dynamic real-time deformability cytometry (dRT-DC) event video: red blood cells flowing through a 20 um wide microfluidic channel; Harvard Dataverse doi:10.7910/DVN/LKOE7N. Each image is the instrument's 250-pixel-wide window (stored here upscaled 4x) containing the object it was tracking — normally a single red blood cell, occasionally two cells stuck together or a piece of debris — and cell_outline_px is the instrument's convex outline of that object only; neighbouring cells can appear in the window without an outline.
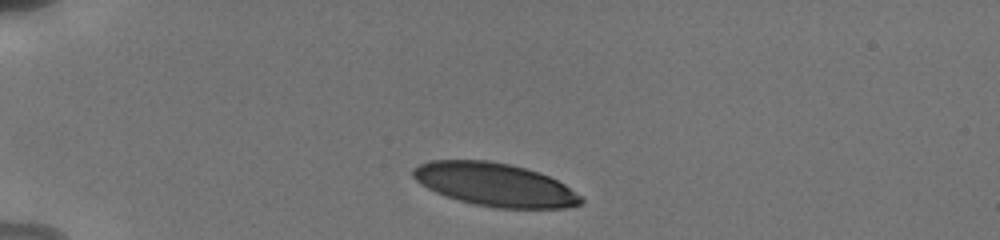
{"species": "human", "species_latin": "Homo sapiens", "temperature_condition": "cold", "stored_images_in_passage": 4, "camera_frame_rate_fps": 3000, "um_per_image_px": 0.085, "donor": {"sex": "male"}, "frame": {"image": 1, "passage_image": 1, "time_ms": 0.0, "image_size_px": [1000, 240], "cell_outline_px": [[584, 200], [580, 204], [564, 208], [496, 208], [476, 204], [460, 200], [436, 192], [420, 184], [412, 176], [412, 168], [428, 160], [488, 160], [508, 164], [524, 168], [548, 176], [564, 184], [584, 196]], "centroid_in_image_um": [42.07, 15.69], "position_along_channel_um": 42.9, "area_um2": 42.08}}
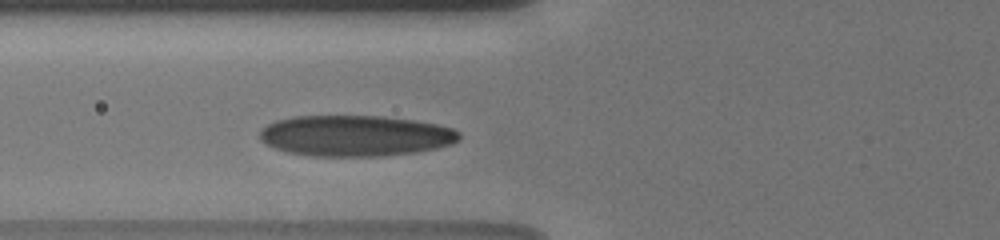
{"frame": {"image": 2, "passage_image": 4, "time_ms": 2.667, "image_size_px": [1000, 240], "cell_outline_px": [[460, 136], [452, 144], [436, 148], [416, 152], [384, 156], [308, 156], [288, 152], [264, 144], [260, 140], [260, 128], [276, 120], [296, 116], [380, 116], [412, 120], [436, 124], [452, 128], [460, 132]], "centroid_in_image_um": [30.17, 11.54], "position_along_channel_um": 95.6, "area_um2": 47.63}}